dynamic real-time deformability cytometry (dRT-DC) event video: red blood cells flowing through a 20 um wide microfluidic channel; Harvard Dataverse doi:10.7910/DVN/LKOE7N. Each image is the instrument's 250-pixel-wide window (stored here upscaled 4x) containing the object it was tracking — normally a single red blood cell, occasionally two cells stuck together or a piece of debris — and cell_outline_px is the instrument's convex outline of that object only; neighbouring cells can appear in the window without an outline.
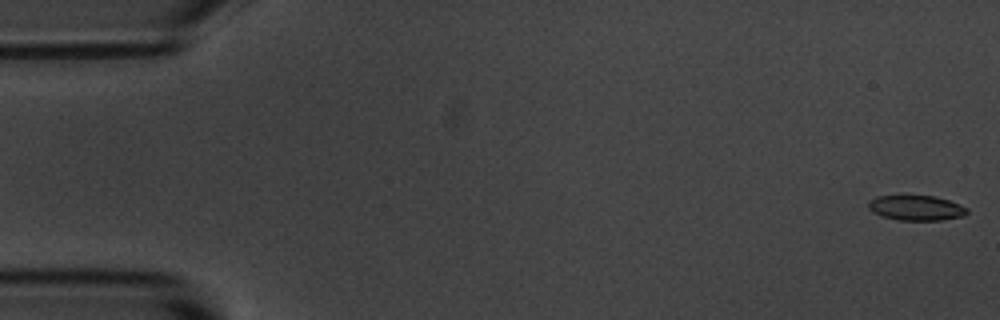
{"species": "common noctule bat (a hibernating species)", "species_latin": "Nyctalus noctula", "temperature_condition": "room temperature", "stored_images_in_passage": 55, "camera_frame_rate_fps": 3000, "um_per_image_px": 0.085, "animal": {"sex": "male", "body_mass_g": 20.1, "forearm_length_mm": 53.5}, "frame": {"image": 1, "passage_image": 1, "time_ms": 0.0, "image_size_px": [1000, 320], "cell_outline_px": [[968, 212], [964, 216], [940, 220], [900, 220], [884, 216], [872, 212], [868, 208], [868, 204], [876, 196], [936, 196], [960, 204], [968, 208]], "centroid_in_image_um": [77.92, 17.67], "position_along_channel_um": 7.1, "area_um2": 14.28}}
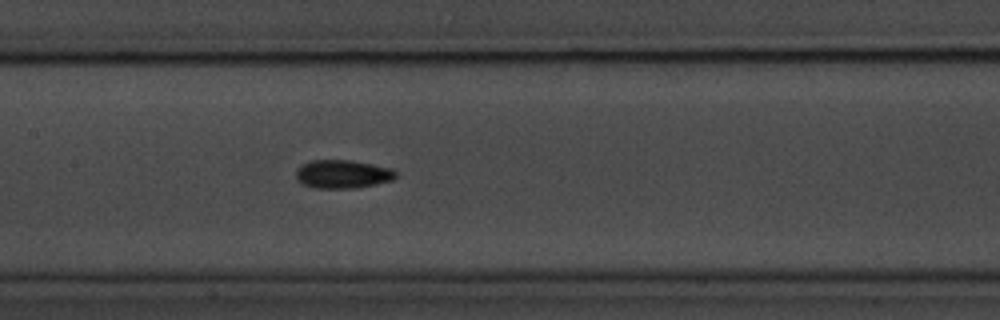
{"frame": {"image": 2, "passage_image": 26, "time_ms": 8.333, "image_size_px": [1000, 320], "cell_outline_px": [[396, 176], [392, 180], [376, 184], [356, 188], [316, 188], [304, 184], [296, 180], [296, 172], [300, 164], [312, 160], [352, 160], [392, 168], [396, 172]], "centroid_in_image_um": [29.11, 14.79], "position_along_channel_um": 178.3, "area_um2": 16.59}}
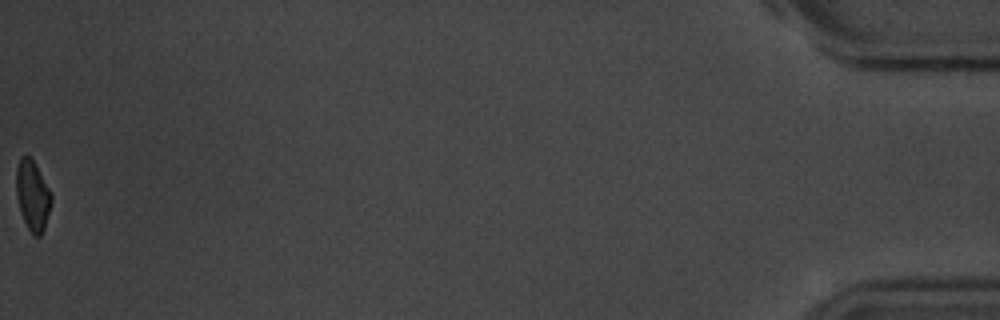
{"frame": {"image": 3, "passage_image": 55, "time_ms": 18.0, "image_size_px": [1000, 320], "cell_outline_px": [[52, 200], [44, 228], [40, 236], [32, 236], [20, 212], [16, 196], [16, 168], [20, 156], [28, 156], [32, 160], [52, 192]], "centroid_in_image_um": [2.76, 16.63], "position_along_channel_um": 432.4, "area_um2": 14.33}, "authors_computed_cell_mechanics": {"area_um2": 15.2592, "velocity_mm_per_s": 3.6807, "shape_relaxation_time_tau1_ms": 3.3706, "shape_relaxation_time_tau2_ms": null, "deformation_change_tau1": 0.1153, "deformation_change_tau2": null}}